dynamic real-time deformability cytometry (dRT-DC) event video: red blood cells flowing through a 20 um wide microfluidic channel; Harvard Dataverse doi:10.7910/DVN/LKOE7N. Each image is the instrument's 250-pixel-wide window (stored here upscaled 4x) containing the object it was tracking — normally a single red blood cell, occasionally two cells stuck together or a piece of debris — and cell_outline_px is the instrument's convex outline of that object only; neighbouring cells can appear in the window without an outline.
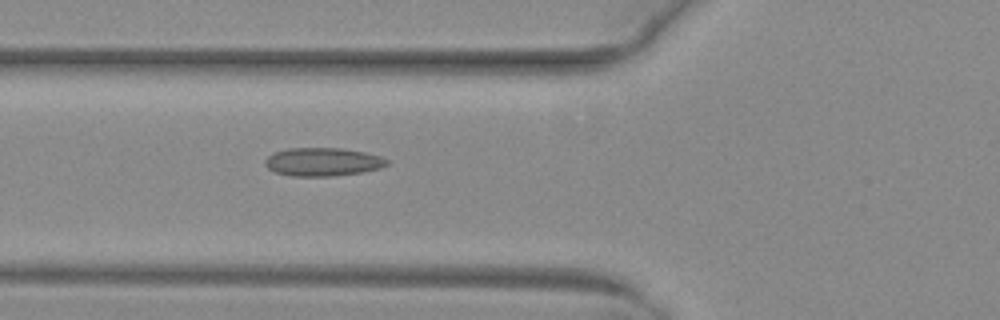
{"species": "common noctule bat (a hibernating species)", "species_latin": "Nyctalus noctula", "temperature_condition": "warm", "stored_images_in_passage": 33, "camera_frame_rate_fps": 3000, "um_per_image_px": 0.085, "animal": {"sex": "female", "body_mass_g": 29.2, "forearm_length_mm": 56.3}, "frame": {"image": 1, "passage_image": 3, "time_ms": 0.667, "image_size_px": [1000, 320], "cell_outline_px": [[388, 164], [380, 168], [360, 172], [336, 176], [292, 176], [276, 172], [268, 168], [264, 164], [264, 160], [268, 156], [276, 152], [288, 148], [340, 148], [364, 152], [380, 156], [388, 160]], "centroid_in_image_um": [27.42, 13.76], "position_along_channel_um": 98.4, "area_um2": 20.0}}
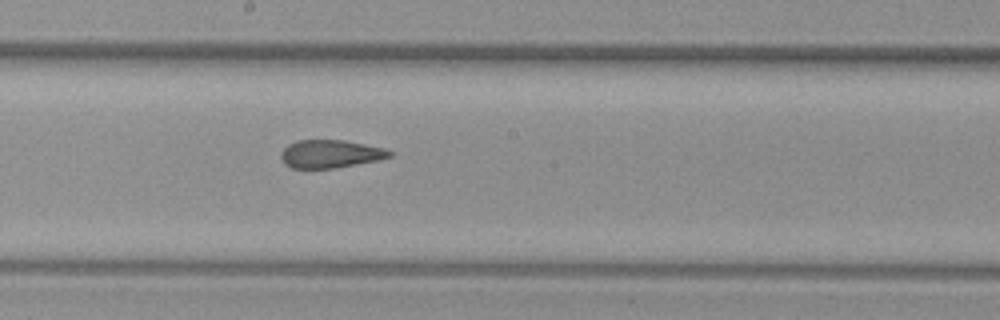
{"frame": {"image": 2, "passage_image": 12, "time_ms": 3.667, "image_size_px": [1000, 320], "cell_outline_px": [[392, 156], [376, 160], [336, 168], [292, 168], [284, 164], [280, 156], [284, 148], [288, 144], [296, 140], [344, 140], [384, 148], [392, 152]], "centroid_in_image_um": [28.05, 13.08], "position_along_channel_um": 220.2, "area_um2": 17.63}}
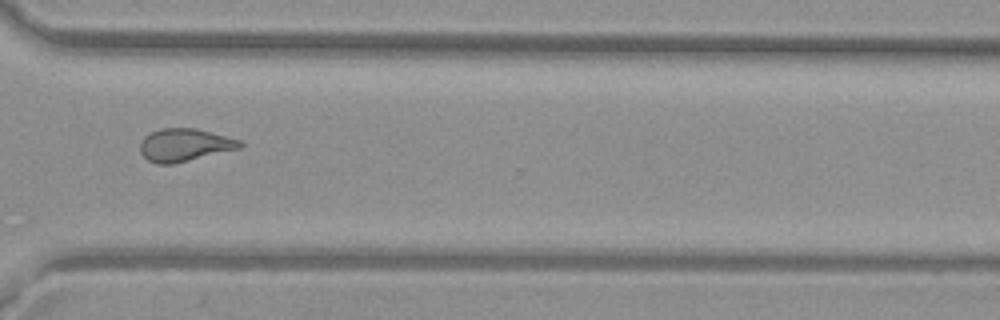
{"frame": {"image": 3, "passage_image": 22, "time_ms": 7.0, "image_size_px": [1000, 320], "cell_outline_px": [[244, 144], [240, 148], [172, 164], [156, 164], [148, 160], [140, 152], [140, 144], [144, 136], [160, 128], [196, 128], [240, 140]], "centroid_in_image_um": [15.67, 12.32], "position_along_channel_um": 354.9, "area_um2": 18.9}, "authors_computed_cell_mechanics": {"area_um2": 18.9006, "velocity_mm_per_s": 4.0481, "shape_relaxation_time_tau1_ms": null, "shape_relaxation_time_tau2_ms": 1.56, "deformation_change_tau1": null, "deformation_change_tau2": 0.083}}